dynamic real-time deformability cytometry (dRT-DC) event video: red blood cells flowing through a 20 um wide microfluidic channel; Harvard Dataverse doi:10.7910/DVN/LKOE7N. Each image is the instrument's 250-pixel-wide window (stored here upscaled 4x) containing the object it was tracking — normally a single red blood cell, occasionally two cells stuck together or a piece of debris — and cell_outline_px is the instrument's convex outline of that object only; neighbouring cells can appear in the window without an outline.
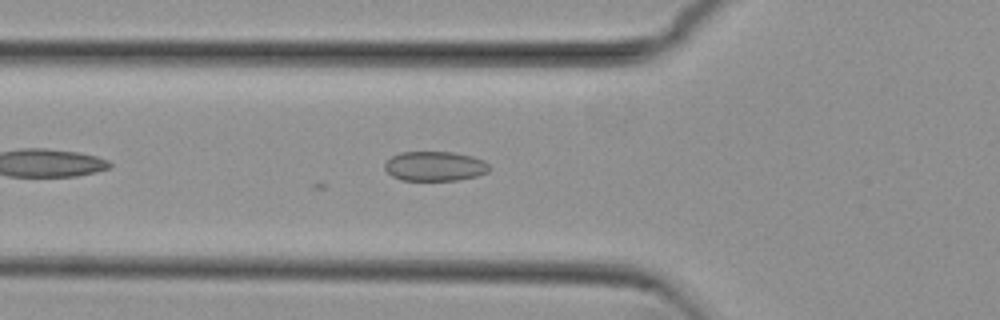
{"species": "common noctule bat (a hibernating species)", "species_latin": "Nyctalus noctula", "temperature_condition": "cold", "stored_images_in_passage": 40, "camera_frame_rate_fps": 3000, "um_per_image_px": 0.085, "animal": {"sex": "female", "body_mass_g": 29.2, "forearm_length_mm": 56.3}, "frame": {"image": 1, "passage_image": 4, "time_ms": 1.0, "image_size_px": [1000, 320], "cell_outline_px": [[492, 168], [488, 172], [476, 176], [456, 180], [400, 180], [392, 176], [384, 168], [384, 164], [392, 156], [400, 152], [452, 152], [472, 156], [484, 160]], "centroid_in_image_um": [36.97, 14.12], "position_along_channel_um": 88.8, "area_um2": 18.09}}
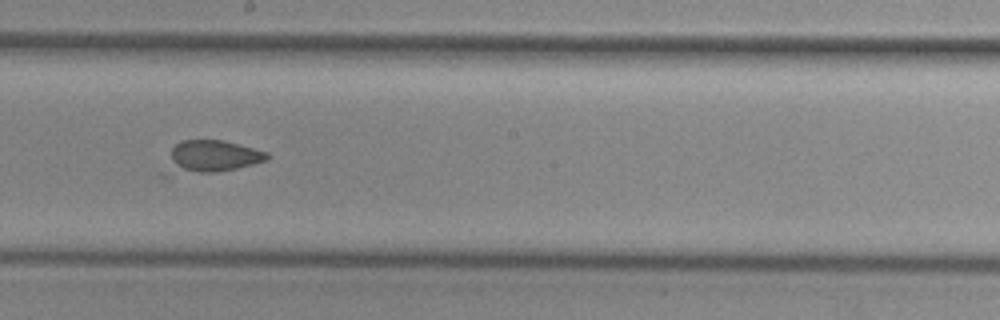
{"frame": {"image": 2, "passage_image": 15, "time_ms": 4.667, "image_size_px": [1000, 320], "cell_outline_px": [[268, 160], [236, 168], [216, 172], [168, 176], [160, 176], [160, 172], [172, 148], [180, 140], [224, 140], [268, 152]], "centroid_in_image_um": [17.79, 13.37], "position_along_channel_um": 230.4, "area_um2": 19.88}}
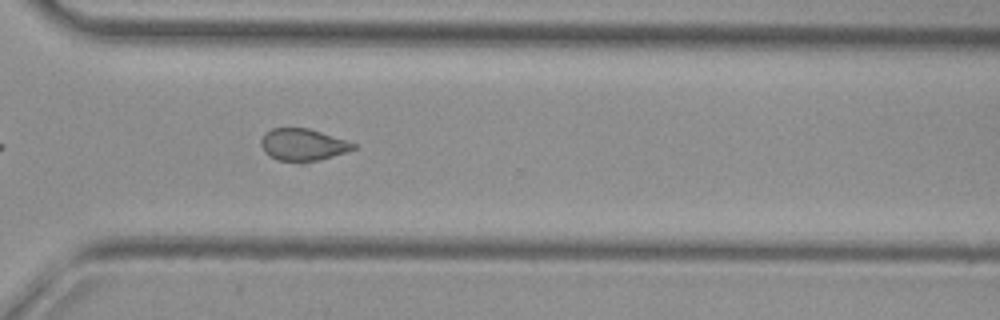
{"frame": {"image": 3, "passage_image": 24, "time_ms": 7.667, "image_size_px": [1000, 320], "cell_outline_px": [[356, 148], [320, 160], [300, 164], [280, 160], [264, 152], [260, 144], [260, 140], [272, 128], [308, 128], [348, 140], [356, 144]], "centroid_in_image_um": [25.76, 12.32], "position_along_channel_um": 344.8, "area_um2": 17.34}}